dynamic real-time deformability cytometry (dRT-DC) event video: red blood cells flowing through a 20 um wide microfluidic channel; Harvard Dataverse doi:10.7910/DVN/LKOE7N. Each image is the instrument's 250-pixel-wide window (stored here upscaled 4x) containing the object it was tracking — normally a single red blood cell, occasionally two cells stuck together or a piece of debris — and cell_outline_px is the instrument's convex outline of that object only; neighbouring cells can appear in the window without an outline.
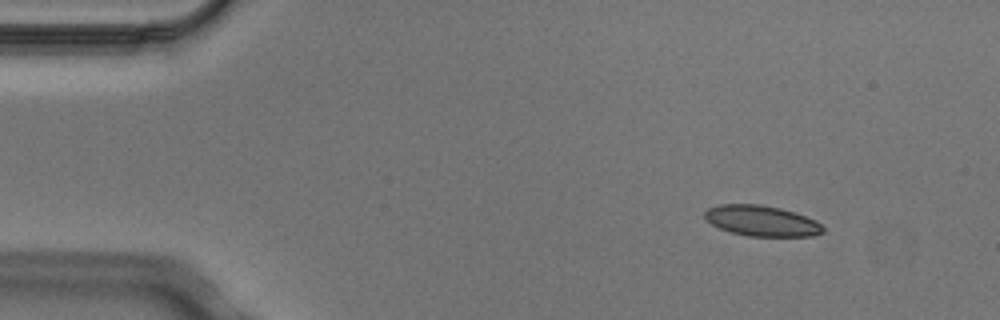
{"species": "Egyptian fruit bat (a non-hibernating species)", "species_latin": "Rousettus aegyptiacus", "temperature_condition": "cold", "stored_images_in_passage": 4, "camera_frame_rate_fps": 3000, "um_per_image_px": 0.085, "animal": {"sex": "male"}, "frame": {"image": 1, "passage_image": 1, "time_ms": 0.0, "image_size_px": [1000, 320], "cell_outline_px": [[824, 232], [812, 236], [748, 236], [732, 232], [720, 228], [712, 224], [704, 216], [704, 212], [708, 208], [720, 204], [760, 204], [780, 208], [816, 220], [824, 228]], "centroid_in_image_um": [64.74, 18.77], "position_along_channel_um": 20.3, "area_um2": 20.92}}